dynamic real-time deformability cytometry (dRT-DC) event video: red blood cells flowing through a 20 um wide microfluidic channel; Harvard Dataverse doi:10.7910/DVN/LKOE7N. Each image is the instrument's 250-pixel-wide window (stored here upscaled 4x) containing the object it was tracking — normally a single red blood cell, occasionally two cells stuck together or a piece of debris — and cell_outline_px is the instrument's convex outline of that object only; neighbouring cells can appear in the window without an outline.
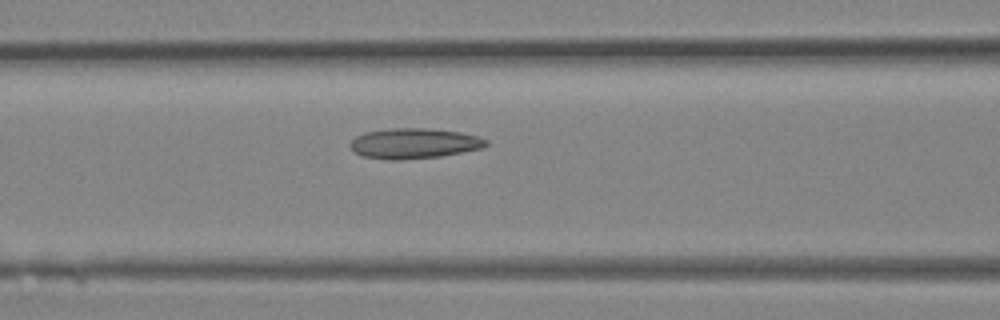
{"species": "Egyptian fruit bat (a non-hibernating species)", "species_latin": "Rousettus aegyptiacus", "temperature_condition": "room temperature", "stored_images_in_passage": 27, "camera_frame_rate_fps": 3000, "um_per_image_px": 0.085, "animal": {"sex": "female"}, "frame": {"image": 1, "passage_image": 8, "time_ms": 2.333, "image_size_px": [1000, 320], "cell_outline_px": [[488, 144], [484, 148], [440, 156], [404, 160], [388, 160], [364, 156], [356, 152], [348, 144], [356, 136], [364, 132], [388, 128], [428, 128], [460, 132], [476, 136], [488, 140]], "centroid_in_image_um": [35.2, 12.18], "position_along_channel_um": 131.4, "area_um2": 24.1}}
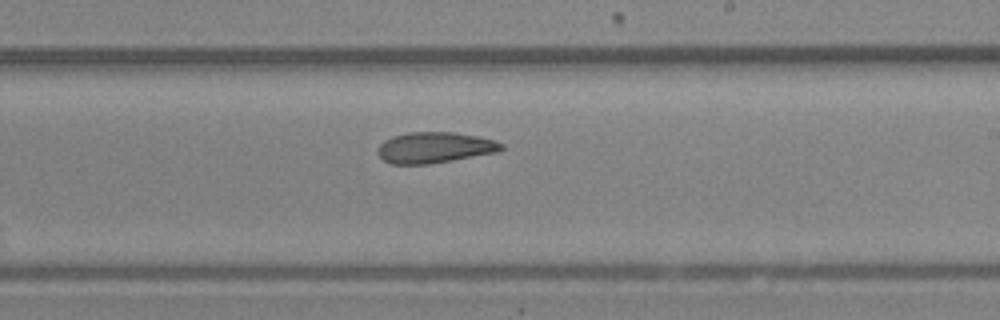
{"frame": {"image": 2, "passage_image": 14, "time_ms": 4.333, "image_size_px": [1000, 320], "cell_outline_px": [[504, 148], [500, 152], [428, 164], [392, 164], [384, 160], [376, 152], [380, 144], [384, 140], [392, 136], [408, 132], [452, 132], [476, 136], [492, 140], [504, 144]], "centroid_in_image_um": [36.94, 12.54], "position_along_channel_um": 252.1, "area_um2": 22.25}}
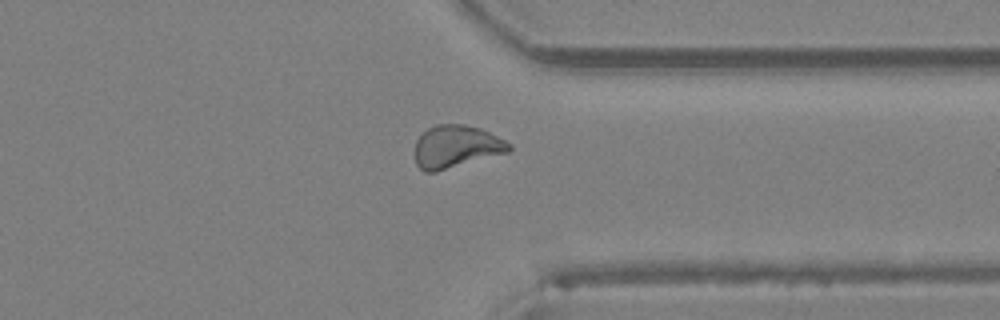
{"frame": {"image": 3, "passage_image": 20, "time_ms": 6.333, "image_size_px": [1000, 320], "cell_outline_px": [[512, 148], [508, 152], [436, 172], [424, 172], [416, 164], [416, 140], [428, 128], [436, 124], [464, 124], [480, 128], [512, 144]], "centroid_in_image_um": [38.77, 12.46], "position_along_channel_um": 372.6, "area_um2": 23.24}}